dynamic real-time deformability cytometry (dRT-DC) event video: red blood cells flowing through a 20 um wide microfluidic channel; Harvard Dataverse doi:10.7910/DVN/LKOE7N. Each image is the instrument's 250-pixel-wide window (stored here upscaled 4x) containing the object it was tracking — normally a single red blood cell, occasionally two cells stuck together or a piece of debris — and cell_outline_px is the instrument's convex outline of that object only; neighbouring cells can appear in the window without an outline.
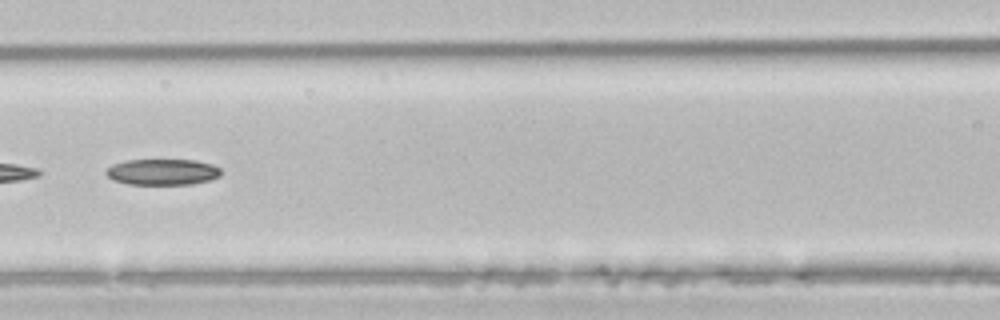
{"species": "common noctule bat (a hibernating species)", "species_latin": "Nyctalus noctula", "temperature_condition": "room temperature", "stored_images_in_passage": 48, "segment_of_instrument_passage": [2, 2], "camera_frame_rate_fps": 3000, "um_per_image_px": 0.085, "animal": {"sex": "male", "body_mass_g": 21.5, "forearm_length_mm": 52.0}, "frame": {"image": 1, "passage_image": 21, "time_ms": 6.667, "image_size_px": [1000, 320], "cell_outline_px": [[220, 176], [208, 180], [192, 184], [128, 184], [112, 180], [104, 172], [112, 164], [128, 160], [196, 160], [212, 164], [220, 168]], "centroid_in_image_um": [13.8, 14.61], "position_along_channel_um": 152.8, "area_um2": 17.4}}
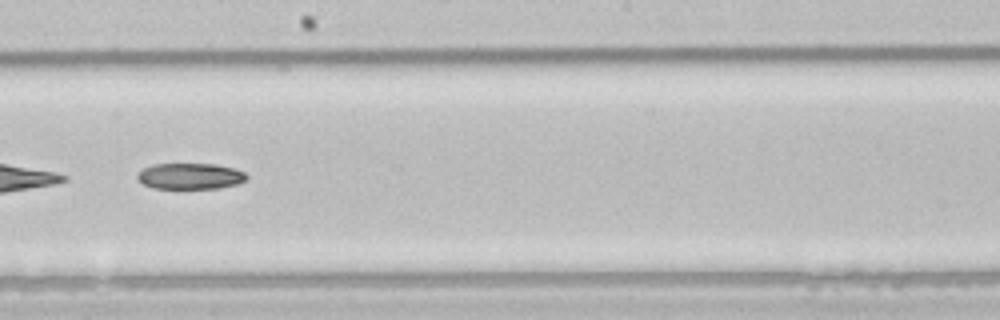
{"frame": {"image": 2, "passage_image": 27, "time_ms": 8.667, "image_size_px": [1000, 320], "cell_outline_px": [[248, 176], [244, 180], [236, 184], [220, 188], [152, 188], [144, 184], [136, 176], [144, 168], [152, 164], [216, 164], [232, 168], [244, 172]], "centroid_in_image_um": [16.16, 14.97], "position_along_channel_um": 232.0, "area_um2": 16.36}}
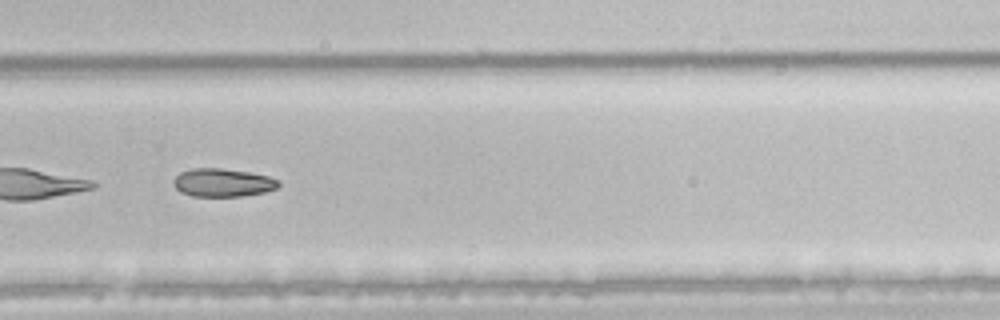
{"frame": {"image": 3, "passage_image": 33, "time_ms": 10.667, "image_size_px": [1000, 320], "cell_outline_px": [[280, 184], [276, 188], [264, 192], [244, 196], [192, 196], [180, 192], [172, 184], [172, 180], [180, 172], [192, 168], [220, 168], [248, 172], [268, 176], [280, 180]], "centroid_in_image_um": [18.91, 15.52], "position_along_channel_um": 310.9, "area_um2": 17.34}}